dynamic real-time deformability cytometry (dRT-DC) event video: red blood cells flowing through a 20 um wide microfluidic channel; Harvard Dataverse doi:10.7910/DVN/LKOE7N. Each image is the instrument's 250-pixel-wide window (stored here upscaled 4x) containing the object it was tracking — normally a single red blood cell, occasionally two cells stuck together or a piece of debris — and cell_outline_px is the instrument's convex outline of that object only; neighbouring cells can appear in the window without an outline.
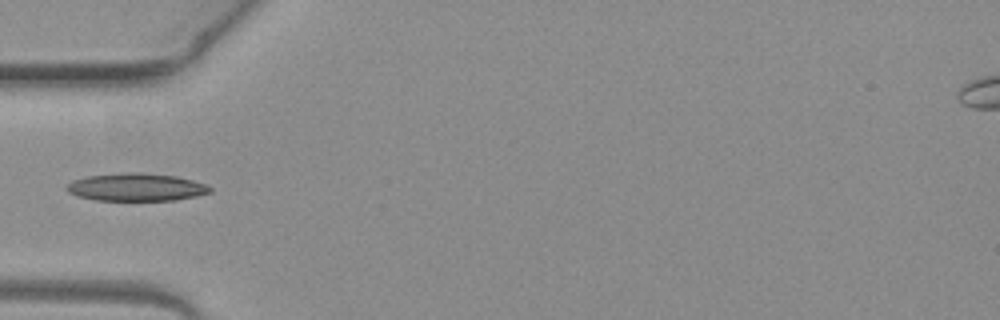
{"species": "common noctule bat (a hibernating species)", "species_latin": "Nyctalus noctula", "temperature_condition": "warm", "stored_images_in_passage": 1, "camera_frame_rate_fps": 3000, "um_per_image_px": 0.085, "animal": {"sex": "female", "body_mass_g": 19.3, "forearm_length_mm": 54.1}, "frame": {"image": 1, "passage_image": 1, "time_ms": 0.0, "image_size_px": [1000, 320], "cell_outline_px": [[212, 192], [196, 196], [176, 200], [96, 200], [76, 196], [68, 192], [64, 188], [72, 180], [88, 176], [120, 172], [144, 172], [176, 176], [192, 180], [204, 184], [212, 188]], "centroid_in_image_um": [11.56, 15.9], "position_along_channel_um": 73.4, "area_um2": 23.35}}